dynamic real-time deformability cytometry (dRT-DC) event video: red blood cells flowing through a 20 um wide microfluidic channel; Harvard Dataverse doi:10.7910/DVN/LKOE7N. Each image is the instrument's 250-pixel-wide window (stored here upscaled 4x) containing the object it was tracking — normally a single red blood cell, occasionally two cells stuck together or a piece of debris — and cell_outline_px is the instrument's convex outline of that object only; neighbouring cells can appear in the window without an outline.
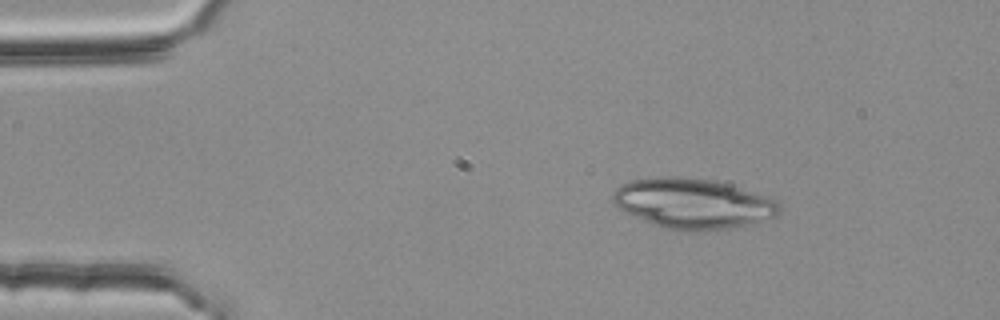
{"species": "common noctule bat (a hibernating species)", "species_latin": "Nyctalus noctula", "temperature_condition": "room temperature", "stored_images_in_passage": 46, "camera_frame_rate_fps": 3000, "um_per_image_px": 0.085, "animal": {"sex": "female", "body_mass_g": 25.1}, "frame": {"image": 1, "passage_image": 1, "time_ms": 0.0, "image_size_px": [1000, 320], "cell_outline_px": [[780, 212], [776, 216], [748, 224], [728, 228], [664, 228], [652, 224], [624, 212], [612, 200], [612, 192], [620, 184], [632, 180], [660, 176], [676, 176], [716, 180], [732, 184], [776, 200], [780, 204]], "centroid_in_image_um": [58.87, 17.24], "position_along_channel_um": 26.1, "area_um2": 47.97}}
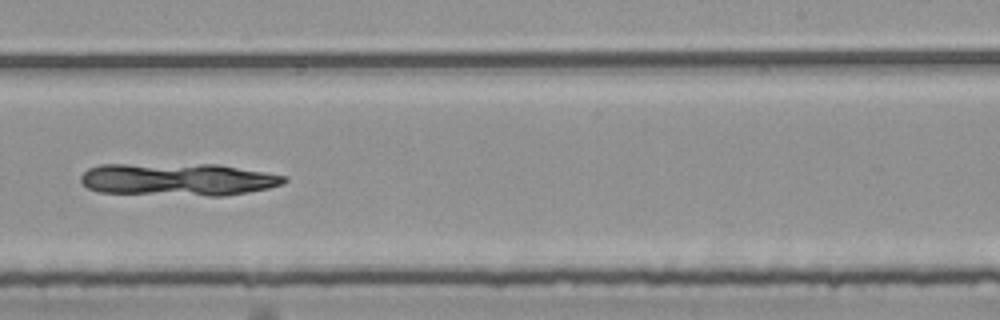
{"frame": {"image": 2, "passage_image": 26, "time_ms": 8.333, "image_size_px": [1000, 320], "cell_outline_px": [[288, 180], [284, 184], [268, 188], [248, 192], [224, 196], [208, 196], [100, 192], [88, 188], [80, 180], [80, 176], [88, 168], [100, 164], [216, 164], [288, 176]], "centroid_in_image_um": [15.14, 15.25], "position_along_channel_um": 273.9, "area_um2": 38.78}}
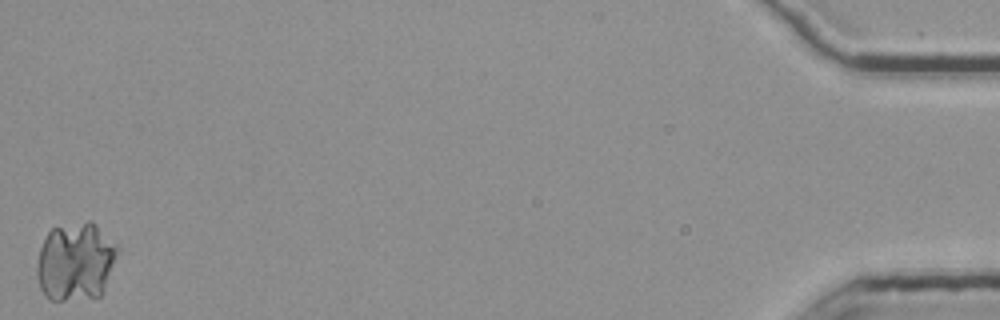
{"frame": {"image": 3, "passage_image": 46, "time_ms": 15.0, "image_size_px": [1000, 320], "cell_outline_px": [[120, 252], [104, 292], [100, 296], [64, 300], [48, 300], [44, 296], [40, 288], [36, 276], [36, 268], [40, 248], [48, 232], [52, 228], [88, 220], [96, 224], [120, 248]], "centroid_in_image_um": [6.45, 22.25], "position_along_channel_um": 428.8, "area_um2": 37.34}}